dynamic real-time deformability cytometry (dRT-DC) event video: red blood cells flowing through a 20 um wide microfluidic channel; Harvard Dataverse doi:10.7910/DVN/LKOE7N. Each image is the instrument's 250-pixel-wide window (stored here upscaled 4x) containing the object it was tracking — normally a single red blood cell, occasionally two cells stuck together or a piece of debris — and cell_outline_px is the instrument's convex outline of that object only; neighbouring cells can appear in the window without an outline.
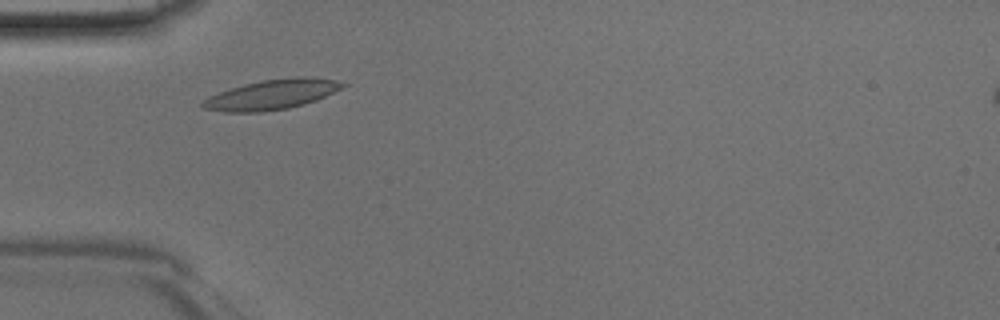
{"species": "Egyptian fruit bat (a non-hibernating species)", "species_latin": "Rousettus aegyptiacus", "temperature_condition": "room temperature", "stored_images_in_passage": 38, "camera_frame_rate_fps": 3000, "um_per_image_px": 0.085, "animal": {"sex": "male"}, "frame": {"image": 1, "passage_image": 6, "time_ms": 1.667, "image_size_px": [1000, 320], "cell_outline_px": [[348, 84], [316, 100], [304, 104], [288, 108], [260, 112], [224, 112], [204, 108], [200, 104], [208, 96], [244, 84], [264, 80], [296, 76], [304, 76], [336, 80]], "centroid_in_image_um": [23.09, 8.03], "position_along_channel_um": 61.9, "area_um2": 24.1}}
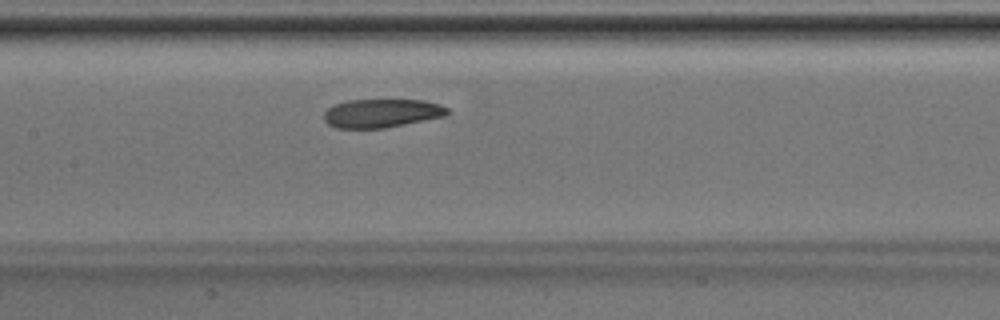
{"frame": {"image": 2, "passage_image": 14, "time_ms": 4.333, "image_size_px": [1000, 320], "cell_outline_px": [[452, 112], [444, 116], [384, 128], [336, 128], [328, 124], [324, 120], [324, 112], [332, 104], [348, 100], [420, 100], [440, 104], [448, 108]], "centroid_in_image_um": [32.42, 9.62], "position_along_channel_um": 175.0, "area_um2": 20.58}}
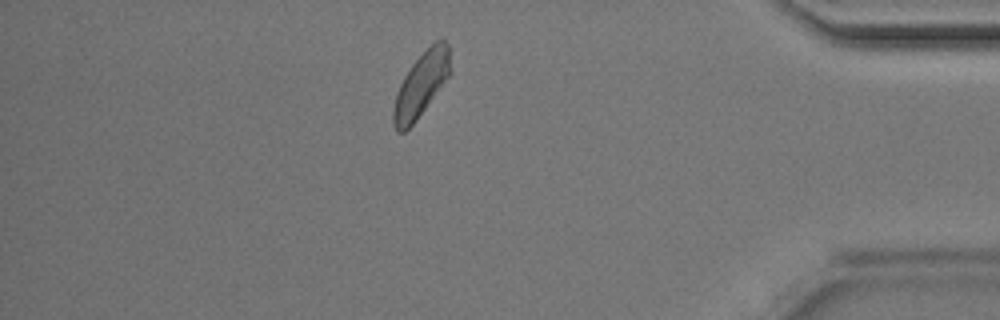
{"frame": {"image": 3, "passage_image": 32, "time_ms": 10.333, "image_size_px": [1000, 320], "cell_outline_px": [[452, 72], [416, 120], [404, 132], [396, 132], [392, 124], [392, 108], [396, 92], [404, 76], [412, 64], [436, 40], [444, 40], [448, 44]], "centroid_in_image_um": [35.78, 7.22], "position_along_channel_um": 399.4, "area_um2": 21.21}}